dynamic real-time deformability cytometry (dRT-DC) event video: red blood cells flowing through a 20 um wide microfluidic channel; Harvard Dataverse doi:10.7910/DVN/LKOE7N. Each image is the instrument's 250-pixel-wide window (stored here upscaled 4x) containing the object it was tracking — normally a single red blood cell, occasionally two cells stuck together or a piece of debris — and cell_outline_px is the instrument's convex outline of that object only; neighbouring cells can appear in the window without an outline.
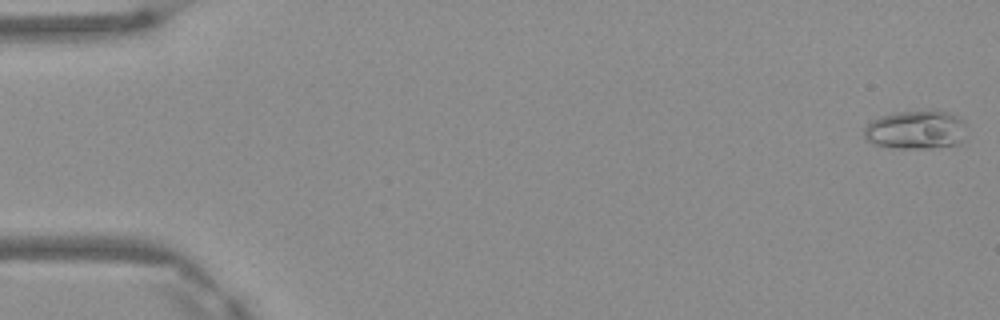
{"species": "Egyptian fruit bat (a non-hibernating species)", "species_latin": "Rousettus aegyptiacus", "temperature_condition": "warm", "stored_images_in_passage": 6, "camera_frame_rate_fps": 3000, "um_per_image_px": 0.085, "frame": {"image": 1, "passage_image": 1, "time_ms": 0.0, "image_size_px": [1000, 320], "cell_outline_px": [[964, 124], [960, 140], [956, 144], [932, 148], [892, 148], [872, 144], [864, 140], [864, 128], [872, 120], [880, 116], [892, 112], [948, 112], [964, 120]], "centroid_in_image_um": [77.74, 11.05], "position_along_channel_um": 7.3, "area_um2": 22.72}}
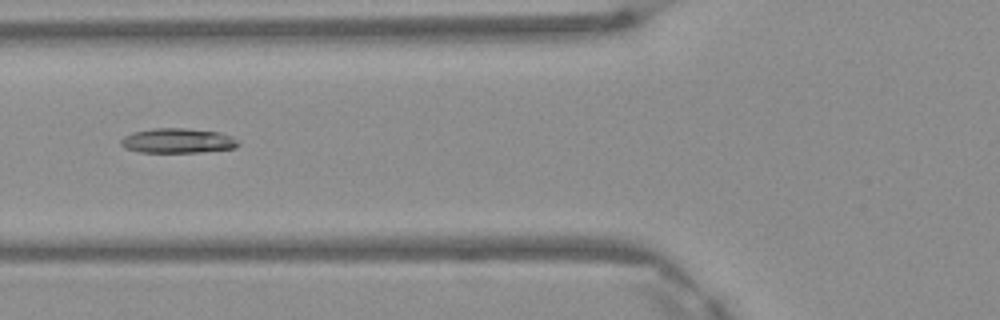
{"frame": {"image": 2, "passage_image": 6, "time_ms": 1.667, "image_size_px": [1000, 320], "cell_outline_px": [[240, 144], [236, 148], [200, 152], [140, 152], [124, 148], [120, 144], [120, 140], [124, 136], [132, 132], [152, 128], [184, 128], [220, 132], [232, 136]], "centroid_in_image_um": [15.09, 11.96], "position_along_channel_um": 110.7, "area_um2": 17.05}}